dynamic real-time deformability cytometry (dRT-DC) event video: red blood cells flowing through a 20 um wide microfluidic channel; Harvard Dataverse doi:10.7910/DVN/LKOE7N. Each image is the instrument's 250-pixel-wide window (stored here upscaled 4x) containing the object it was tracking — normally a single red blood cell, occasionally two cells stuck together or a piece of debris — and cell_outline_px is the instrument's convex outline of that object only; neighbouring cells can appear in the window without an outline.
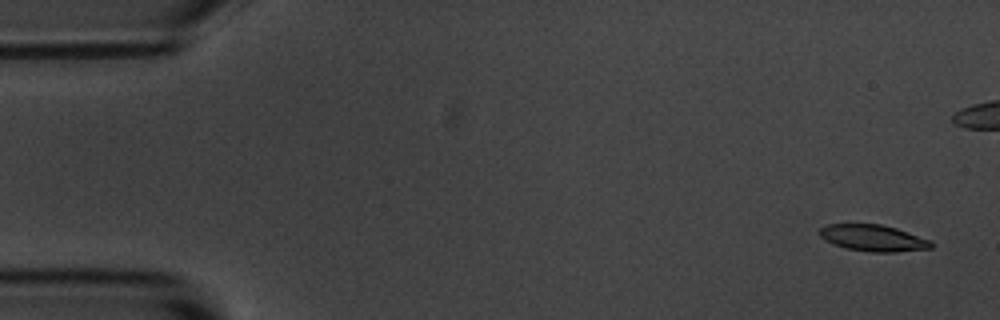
{"species": "common noctule bat (a hibernating species)", "species_latin": "Nyctalus noctula", "temperature_condition": "room temperature", "stored_images_in_passage": 4, "camera_frame_rate_fps": 3000, "um_per_image_px": 0.085, "animal": {"sex": "male", "body_mass_g": 20.1, "forearm_length_mm": 53.5}, "frame": {"image": 1, "passage_image": 1, "time_ms": 0.0, "image_size_px": [1000, 320], "cell_outline_px": [[932, 248], [896, 252], [868, 252], [844, 248], [832, 244], [820, 236], [820, 228], [828, 224], [880, 224], [896, 228], [932, 240]], "centroid_in_image_um": [74.23, 20.24], "position_along_channel_um": 10.8, "area_um2": 17.28}}